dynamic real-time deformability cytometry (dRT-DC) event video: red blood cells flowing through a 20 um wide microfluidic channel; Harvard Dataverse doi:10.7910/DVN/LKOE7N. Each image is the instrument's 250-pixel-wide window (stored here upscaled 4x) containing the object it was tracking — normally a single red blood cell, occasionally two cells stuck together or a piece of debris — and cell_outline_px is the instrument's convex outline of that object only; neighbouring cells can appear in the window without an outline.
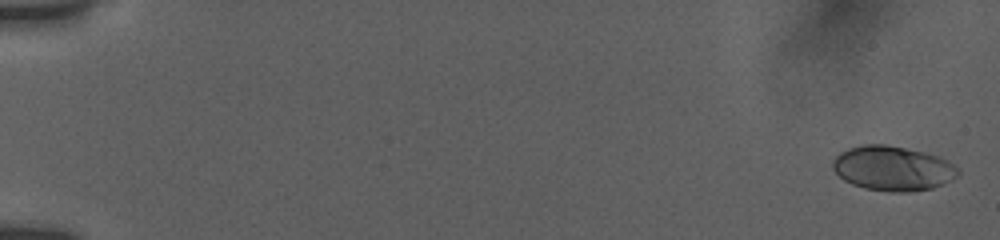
{"species": "human", "species_latin": "Homo sapiens", "temperature_condition": "room temperature", "stored_images_in_passage": 39, "camera_frame_rate_fps": 3000, "um_per_image_px": 0.085, "donor": {"sex": "female"}, "frame": {"image": 1, "passage_image": 3, "time_ms": 0.333, "image_size_px": [1000, 240], "cell_outline_px": [[960, 172], [952, 180], [944, 184], [932, 188], [912, 192], [892, 192], [864, 188], [852, 184], [844, 180], [832, 168], [832, 160], [840, 152], [848, 148], [864, 144], [884, 144], [924, 152], [940, 156], [952, 164]], "centroid_in_image_um": [75.87, 14.31], "position_along_channel_um": 9.1, "area_um2": 32.66}}
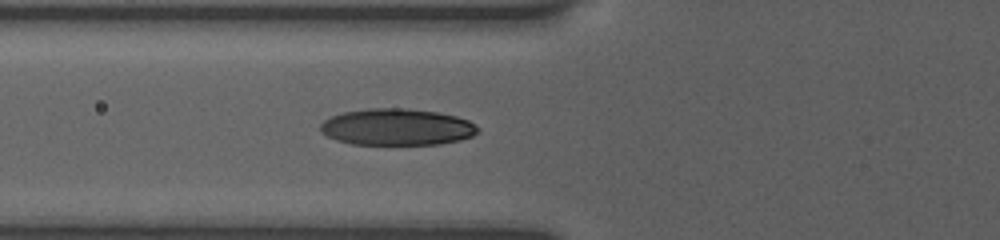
{"frame": {"image": 2, "passage_image": 32, "time_ms": 7.333, "image_size_px": [1000, 240], "cell_outline_px": [[480, 132], [472, 136], [460, 140], [440, 144], [352, 144], [336, 140], [320, 132], [320, 124], [324, 120], [332, 116], [344, 112], [368, 108], [404, 108], [436, 112], [456, 116], [468, 120], [476, 124], [480, 128]], "centroid_in_image_um": [33.76, 10.8], "position_along_channel_um": 92.0, "area_um2": 33.7}}
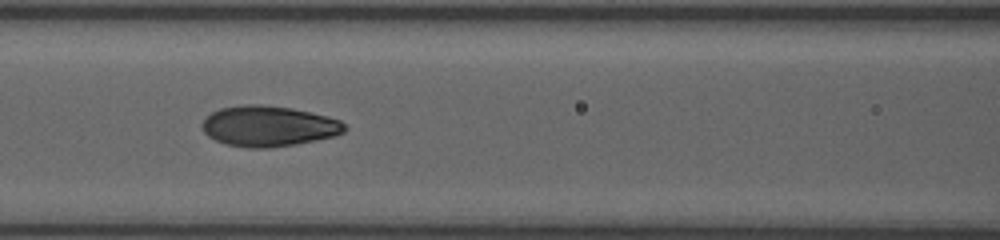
{"frame": {"image": 3, "passage_image": 38, "time_ms": 8.667, "image_size_px": [1000, 240], "cell_outline_px": [[348, 128], [344, 132], [336, 136], [296, 144], [268, 148], [248, 148], [224, 144], [208, 136], [204, 132], [200, 124], [212, 112], [220, 108], [240, 104], [264, 104], [292, 108], [328, 116], [340, 120]], "centroid_in_image_um": [22.83, 10.72], "position_along_channel_um": 143.8, "area_um2": 34.04}}